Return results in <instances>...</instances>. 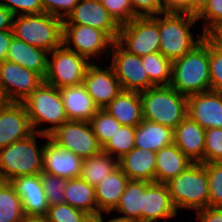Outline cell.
Returning <instances> with one entry per match:
<instances>
[{
  "mask_svg": "<svg viewBox=\"0 0 222 222\" xmlns=\"http://www.w3.org/2000/svg\"><path fill=\"white\" fill-rule=\"evenodd\" d=\"M46 218L48 222H87L91 217L67 203H61L49 206Z\"/></svg>",
  "mask_w": 222,
  "mask_h": 222,
  "instance_id": "obj_37",
  "label": "cell"
},
{
  "mask_svg": "<svg viewBox=\"0 0 222 222\" xmlns=\"http://www.w3.org/2000/svg\"><path fill=\"white\" fill-rule=\"evenodd\" d=\"M187 115L204 129L222 128V92L189 95Z\"/></svg>",
  "mask_w": 222,
  "mask_h": 222,
  "instance_id": "obj_17",
  "label": "cell"
},
{
  "mask_svg": "<svg viewBox=\"0 0 222 222\" xmlns=\"http://www.w3.org/2000/svg\"><path fill=\"white\" fill-rule=\"evenodd\" d=\"M211 90L222 92V50L209 39Z\"/></svg>",
  "mask_w": 222,
  "mask_h": 222,
  "instance_id": "obj_41",
  "label": "cell"
},
{
  "mask_svg": "<svg viewBox=\"0 0 222 222\" xmlns=\"http://www.w3.org/2000/svg\"><path fill=\"white\" fill-rule=\"evenodd\" d=\"M44 78L15 62H0V88L7 102H23Z\"/></svg>",
  "mask_w": 222,
  "mask_h": 222,
  "instance_id": "obj_13",
  "label": "cell"
},
{
  "mask_svg": "<svg viewBox=\"0 0 222 222\" xmlns=\"http://www.w3.org/2000/svg\"><path fill=\"white\" fill-rule=\"evenodd\" d=\"M176 214L166 183L152 182L142 194L141 222H156L176 217Z\"/></svg>",
  "mask_w": 222,
  "mask_h": 222,
  "instance_id": "obj_20",
  "label": "cell"
},
{
  "mask_svg": "<svg viewBox=\"0 0 222 222\" xmlns=\"http://www.w3.org/2000/svg\"><path fill=\"white\" fill-rule=\"evenodd\" d=\"M169 85L185 96L211 90L207 36L183 57L172 61Z\"/></svg>",
  "mask_w": 222,
  "mask_h": 222,
  "instance_id": "obj_1",
  "label": "cell"
},
{
  "mask_svg": "<svg viewBox=\"0 0 222 222\" xmlns=\"http://www.w3.org/2000/svg\"><path fill=\"white\" fill-rule=\"evenodd\" d=\"M63 24L90 26L104 31L117 41L120 25L114 20L100 0H80Z\"/></svg>",
  "mask_w": 222,
  "mask_h": 222,
  "instance_id": "obj_14",
  "label": "cell"
},
{
  "mask_svg": "<svg viewBox=\"0 0 222 222\" xmlns=\"http://www.w3.org/2000/svg\"><path fill=\"white\" fill-rule=\"evenodd\" d=\"M13 38L12 29L0 31V62L6 60L7 51Z\"/></svg>",
  "mask_w": 222,
  "mask_h": 222,
  "instance_id": "obj_48",
  "label": "cell"
},
{
  "mask_svg": "<svg viewBox=\"0 0 222 222\" xmlns=\"http://www.w3.org/2000/svg\"><path fill=\"white\" fill-rule=\"evenodd\" d=\"M49 138L82 159L102 151V146L87 121L68 120L52 132Z\"/></svg>",
  "mask_w": 222,
  "mask_h": 222,
  "instance_id": "obj_10",
  "label": "cell"
},
{
  "mask_svg": "<svg viewBox=\"0 0 222 222\" xmlns=\"http://www.w3.org/2000/svg\"><path fill=\"white\" fill-rule=\"evenodd\" d=\"M79 1L80 0H40L43 12L62 20L68 17Z\"/></svg>",
  "mask_w": 222,
  "mask_h": 222,
  "instance_id": "obj_44",
  "label": "cell"
},
{
  "mask_svg": "<svg viewBox=\"0 0 222 222\" xmlns=\"http://www.w3.org/2000/svg\"><path fill=\"white\" fill-rule=\"evenodd\" d=\"M33 131L50 135L68 121L59 88L42 82L24 101ZM53 124L36 130L42 123Z\"/></svg>",
  "mask_w": 222,
  "mask_h": 222,
  "instance_id": "obj_7",
  "label": "cell"
},
{
  "mask_svg": "<svg viewBox=\"0 0 222 222\" xmlns=\"http://www.w3.org/2000/svg\"><path fill=\"white\" fill-rule=\"evenodd\" d=\"M143 67L154 86H168L171 82L172 61L160 52L142 56Z\"/></svg>",
  "mask_w": 222,
  "mask_h": 222,
  "instance_id": "obj_33",
  "label": "cell"
},
{
  "mask_svg": "<svg viewBox=\"0 0 222 222\" xmlns=\"http://www.w3.org/2000/svg\"><path fill=\"white\" fill-rule=\"evenodd\" d=\"M13 17L12 12L0 4V31L12 29Z\"/></svg>",
  "mask_w": 222,
  "mask_h": 222,
  "instance_id": "obj_49",
  "label": "cell"
},
{
  "mask_svg": "<svg viewBox=\"0 0 222 222\" xmlns=\"http://www.w3.org/2000/svg\"><path fill=\"white\" fill-rule=\"evenodd\" d=\"M59 91L68 120L89 122L99 110L83 84L62 87Z\"/></svg>",
  "mask_w": 222,
  "mask_h": 222,
  "instance_id": "obj_23",
  "label": "cell"
},
{
  "mask_svg": "<svg viewBox=\"0 0 222 222\" xmlns=\"http://www.w3.org/2000/svg\"><path fill=\"white\" fill-rule=\"evenodd\" d=\"M163 13H188L191 15V0H161Z\"/></svg>",
  "mask_w": 222,
  "mask_h": 222,
  "instance_id": "obj_46",
  "label": "cell"
},
{
  "mask_svg": "<svg viewBox=\"0 0 222 222\" xmlns=\"http://www.w3.org/2000/svg\"><path fill=\"white\" fill-rule=\"evenodd\" d=\"M209 2L210 0H191V15L197 17Z\"/></svg>",
  "mask_w": 222,
  "mask_h": 222,
  "instance_id": "obj_51",
  "label": "cell"
},
{
  "mask_svg": "<svg viewBox=\"0 0 222 222\" xmlns=\"http://www.w3.org/2000/svg\"><path fill=\"white\" fill-rule=\"evenodd\" d=\"M113 42L100 29L78 24H63L62 44L89 60L92 56L98 57V55L104 54L103 52H106L107 56H111L109 49ZM71 44L74 48L70 46Z\"/></svg>",
  "mask_w": 222,
  "mask_h": 222,
  "instance_id": "obj_12",
  "label": "cell"
},
{
  "mask_svg": "<svg viewBox=\"0 0 222 222\" xmlns=\"http://www.w3.org/2000/svg\"><path fill=\"white\" fill-rule=\"evenodd\" d=\"M135 131L136 127L121 125L102 147V151L112 157L117 154L116 158L120 159L135 147Z\"/></svg>",
  "mask_w": 222,
  "mask_h": 222,
  "instance_id": "obj_34",
  "label": "cell"
},
{
  "mask_svg": "<svg viewBox=\"0 0 222 222\" xmlns=\"http://www.w3.org/2000/svg\"><path fill=\"white\" fill-rule=\"evenodd\" d=\"M118 166L130 180L155 182L156 152L134 147L118 159Z\"/></svg>",
  "mask_w": 222,
  "mask_h": 222,
  "instance_id": "obj_22",
  "label": "cell"
},
{
  "mask_svg": "<svg viewBox=\"0 0 222 222\" xmlns=\"http://www.w3.org/2000/svg\"><path fill=\"white\" fill-rule=\"evenodd\" d=\"M104 109L121 125L136 127L143 120L139 92L122 90Z\"/></svg>",
  "mask_w": 222,
  "mask_h": 222,
  "instance_id": "obj_25",
  "label": "cell"
},
{
  "mask_svg": "<svg viewBox=\"0 0 222 222\" xmlns=\"http://www.w3.org/2000/svg\"><path fill=\"white\" fill-rule=\"evenodd\" d=\"M144 120L168 126L173 130L187 116L188 96L170 85L154 86L140 92Z\"/></svg>",
  "mask_w": 222,
  "mask_h": 222,
  "instance_id": "obj_3",
  "label": "cell"
},
{
  "mask_svg": "<svg viewBox=\"0 0 222 222\" xmlns=\"http://www.w3.org/2000/svg\"><path fill=\"white\" fill-rule=\"evenodd\" d=\"M12 31L15 38L50 53L62 45L63 20L45 12L17 15L13 17Z\"/></svg>",
  "mask_w": 222,
  "mask_h": 222,
  "instance_id": "obj_6",
  "label": "cell"
},
{
  "mask_svg": "<svg viewBox=\"0 0 222 222\" xmlns=\"http://www.w3.org/2000/svg\"><path fill=\"white\" fill-rule=\"evenodd\" d=\"M83 159L57 145L50 138L44 143L43 172L64 179L79 178Z\"/></svg>",
  "mask_w": 222,
  "mask_h": 222,
  "instance_id": "obj_18",
  "label": "cell"
},
{
  "mask_svg": "<svg viewBox=\"0 0 222 222\" xmlns=\"http://www.w3.org/2000/svg\"><path fill=\"white\" fill-rule=\"evenodd\" d=\"M111 48L110 66L116 74L122 90L140 93L154 87L142 66V57L129 53L117 41L113 42Z\"/></svg>",
  "mask_w": 222,
  "mask_h": 222,
  "instance_id": "obj_11",
  "label": "cell"
},
{
  "mask_svg": "<svg viewBox=\"0 0 222 222\" xmlns=\"http://www.w3.org/2000/svg\"><path fill=\"white\" fill-rule=\"evenodd\" d=\"M200 222H222V207H206L197 210Z\"/></svg>",
  "mask_w": 222,
  "mask_h": 222,
  "instance_id": "obj_47",
  "label": "cell"
},
{
  "mask_svg": "<svg viewBox=\"0 0 222 222\" xmlns=\"http://www.w3.org/2000/svg\"><path fill=\"white\" fill-rule=\"evenodd\" d=\"M64 195V203L84 211L90 217H95L100 214L96 204L95 187L82 178L67 180Z\"/></svg>",
  "mask_w": 222,
  "mask_h": 222,
  "instance_id": "obj_29",
  "label": "cell"
},
{
  "mask_svg": "<svg viewBox=\"0 0 222 222\" xmlns=\"http://www.w3.org/2000/svg\"><path fill=\"white\" fill-rule=\"evenodd\" d=\"M49 55L52 58L48 57L44 82L59 89L83 84L86 70L92 63L91 61L67 49L63 44L52 50Z\"/></svg>",
  "mask_w": 222,
  "mask_h": 222,
  "instance_id": "obj_8",
  "label": "cell"
},
{
  "mask_svg": "<svg viewBox=\"0 0 222 222\" xmlns=\"http://www.w3.org/2000/svg\"><path fill=\"white\" fill-rule=\"evenodd\" d=\"M22 201L9 181L0 180V222H21Z\"/></svg>",
  "mask_w": 222,
  "mask_h": 222,
  "instance_id": "obj_32",
  "label": "cell"
},
{
  "mask_svg": "<svg viewBox=\"0 0 222 222\" xmlns=\"http://www.w3.org/2000/svg\"><path fill=\"white\" fill-rule=\"evenodd\" d=\"M48 57V51L29 45L13 36L6 60L33 70L44 78L47 73Z\"/></svg>",
  "mask_w": 222,
  "mask_h": 222,
  "instance_id": "obj_24",
  "label": "cell"
},
{
  "mask_svg": "<svg viewBox=\"0 0 222 222\" xmlns=\"http://www.w3.org/2000/svg\"><path fill=\"white\" fill-rule=\"evenodd\" d=\"M166 185L176 210L197 211L209 206V180L203 163H192Z\"/></svg>",
  "mask_w": 222,
  "mask_h": 222,
  "instance_id": "obj_5",
  "label": "cell"
},
{
  "mask_svg": "<svg viewBox=\"0 0 222 222\" xmlns=\"http://www.w3.org/2000/svg\"><path fill=\"white\" fill-rule=\"evenodd\" d=\"M117 167L118 159L101 151L96 155L83 159L80 178L96 187L101 180H104Z\"/></svg>",
  "mask_w": 222,
  "mask_h": 222,
  "instance_id": "obj_31",
  "label": "cell"
},
{
  "mask_svg": "<svg viewBox=\"0 0 222 222\" xmlns=\"http://www.w3.org/2000/svg\"><path fill=\"white\" fill-rule=\"evenodd\" d=\"M87 222H97L95 217H91Z\"/></svg>",
  "mask_w": 222,
  "mask_h": 222,
  "instance_id": "obj_55",
  "label": "cell"
},
{
  "mask_svg": "<svg viewBox=\"0 0 222 222\" xmlns=\"http://www.w3.org/2000/svg\"><path fill=\"white\" fill-rule=\"evenodd\" d=\"M173 143L190 161L204 164L205 129L188 115L173 130Z\"/></svg>",
  "mask_w": 222,
  "mask_h": 222,
  "instance_id": "obj_21",
  "label": "cell"
},
{
  "mask_svg": "<svg viewBox=\"0 0 222 222\" xmlns=\"http://www.w3.org/2000/svg\"><path fill=\"white\" fill-rule=\"evenodd\" d=\"M222 162V128L205 129L204 163Z\"/></svg>",
  "mask_w": 222,
  "mask_h": 222,
  "instance_id": "obj_39",
  "label": "cell"
},
{
  "mask_svg": "<svg viewBox=\"0 0 222 222\" xmlns=\"http://www.w3.org/2000/svg\"><path fill=\"white\" fill-rule=\"evenodd\" d=\"M93 133L103 147L106 142L121 127V124L105 109H99L89 121Z\"/></svg>",
  "mask_w": 222,
  "mask_h": 222,
  "instance_id": "obj_35",
  "label": "cell"
},
{
  "mask_svg": "<svg viewBox=\"0 0 222 222\" xmlns=\"http://www.w3.org/2000/svg\"><path fill=\"white\" fill-rule=\"evenodd\" d=\"M199 19L204 20L202 33L205 36L222 24V0H210L205 9L197 16V20Z\"/></svg>",
  "mask_w": 222,
  "mask_h": 222,
  "instance_id": "obj_42",
  "label": "cell"
},
{
  "mask_svg": "<svg viewBox=\"0 0 222 222\" xmlns=\"http://www.w3.org/2000/svg\"><path fill=\"white\" fill-rule=\"evenodd\" d=\"M93 63L86 70L83 85L95 105L99 109H104L122 89L111 66L101 69Z\"/></svg>",
  "mask_w": 222,
  "mask_h": 222,
  "instance_id": "obj_16",
  "label": "cell"
},
{
  "mask_svg": "<svg viewBox=\"0 0 222 222\" xmlns=\"http://www.w3.org/2000/svg\"><path fill=\"white\" fill-rule=\"evenodd\" d=\"M218 48L222 50V24L215 27L206 35Z\"/></svg>",
  "mask_w": 222,
  "mask_h": 222,
  "instance_id": "obj_50",
  "label": "cell"
},
{
  "mask_svg": "<svg viewBox=\"0 0 222 222\" xmlns=\"http://www.w3.org/2000/svg\"><path fill=\"white\" fill-rule=\"evenodd\" d=\"M171 144H173L172 128L144 119L136 126V148L158 152Z\"/></svg>",
  "mask_w": 222,
  "mask_h": 222,
  "instance_id": "obj_28",
  "label": "cell"
},
{
  "mask_svg": "<svg viewBox=\"0 0 222 222\" xmlns=\"http://www.w3.org/2000/svg\"><path fill=\"white\" fill-rule=\"evenodd\" d=\"M0 4L7 7L14 16L43 13L40 0H1Z\"/></svg>",
  "mask_w": 222,
  "mask_h": 222,
  "instance_id": "obj_43",
  "label": "cell"
},
{
  "mask_svg": "<svg viewBox=\"0 0 222 222\" xmlns=\"http://www.w3.org/2000/svg\"><path fill=\"white\" fill-rule=\"evenodd\" d=\"M197 17L188 13H162L158 14L159 52L167 59L174 61L183 57L205 37L202 33L195 39L190 32Z\"/></svg>",
  "mask_w": 222,
  "mask_h": 222,
  "instance_id": "obj_4",
  "label": "cell"
},
{
  "mask_svg": "<svg viewBox=\"0 0 222 222\" xmlns=\"http://www.w3.org/2000/svg\"><path fill=\"white\" fill-rule=\"evenodd\" d=\"M36 135L49 138L48 135L33 132L30 136L13 142L0 149V180L10 181L20 176L37 175L43 172V151L37 145Z\"/></svg>",
  "mask_w": 222,
  "mask_h": 222,
  "instance_id": "obj_2",
  "label": "cell"
},
{
  "mask_svg": "<svg viewBox=\"0 0 222 222\" xmlns=\"http://www.w3.org/2000/svg\"><path fill=\"white\" fill-rule=\"evenodd\" d=\"M134 12L139 17L155 16L163 13L161 0H130Z\"/></svg>",
  "mask_w": 222,
  "mask_h": 222,
  "instance_id": "obj_45",
  "label": "cell"
},
{
  "mask_svg": "<svg viewBox=\"0 0 222 222\" xmlns=\"http://www.w3.org/2000/svg\"><path fill=\"white\" fill-rule=\"evenodd\" d=\"M150 184L147 181L129 180L114 210L122 213L123 218L141 222L142 194Z\"/></svg>",
  "mask_w": 222,
  "mask_h": 222,
  "instance_id": "obj_30",
  "label": "cell"
},
{
  "mask_svg": "<svg viewBox=\"0 0 222 222\" xmlns=\"http://www.w3.org/2000/svg\"><path fill=\"white\" fill-rule=\"evenodd\" d=\"M68 179L60 178L46 172L41 173V182L44 188L48 205H58L64 203V190Z\"/></svg>",
  "mask_w": 222,
  "mask_h": 222,
  "instance_id": "obj_38",
  "label": "cell"
},
{
  "mask_svg": "<svg viewBox=\"0 0 222 222\" xmlns=\"http://www.w3.org/2000/svg\"><path fill=\"white\" fill-rule=\"evenodd\" d=\"M209 180V206L222 207V162L204 163Z\"/></svg>",
  "mask_w": 222,
  "mask_h": 222,
  "instance_id": "obj_36",
  "label": "cell"
},
{
  "mask_svg": "<svg viewBox=\"0 0 222 222\" xmlns=\"http://www.w3.org/2000/svg\"><path fill=\"white\" fill-rule=\"evenodd\" d=\"M100 1L119 25L131 22L134 18L139 17L134 12L130 0H100Z\"/></svg>",
  "mask_w": 222,
  "mask_h": 222,
  "instance_id": "obj_40",
  "label": "cell"
},
{
  "mask_svg": "<svg viewBox=\"0 0 222 222\" xmlns=\"http://www.w3.org/2000/svg\"><path fill=\"white\" fill-rule=\"evenodd\" d=\"M21 222H48L46 216L24 215Z\"/></svg>",
  "mask_w": 222,
  "mask_h": 222,
  "instance_id": "obj_52",
  "label": "cell"
},
{
  "mask_svg": "<svg viewBox=\"0 0 222 222\" xmlns=\"http://www.w3.org/2000/svg\"><path fill=\"white\" fill-rule=\"evenodd\" d=\"M95 218H96L97 222H104L101 213L99 215L95 216ZM107 222H133V221L128 220L123 217H115V218L110 219L109 221L107 220Z\"/></svg>",
  "mask_w": 222,
  "mask_h": 222,
  "instance_id": "obj_53",
  "label": "cell"
},
{
  "mask_svg": "<svg viewBox=\"0 0 222 222\" xmlns=\"http://www.w3.org/2000/svg\"><path fill=\"white\" fill-rule=\"evenodd\" d=\"M6 102H7V100L5 99V97L1 91V88H0V107H2Z\"/></svg>",
  "mask_w": 222,
  "mask_h": 222,
  "instance_id": "obj_54",
  "label": "cell"
},
{
  "mask_svg": "<svg viewBox=\"0 0 222 222\" xmlns=\"http://www.w3.org/2000/svg\"><path fill=\"white\" fill-rule=\"evenodd\" d=\"M22 201L24 214L46 216L49 205L41 174L20 176L9 181Z\"/></svg>",
  "mask_w": 222,
  "mask_h": 222,
  "instance_id": "obj_19",
  "label": "cell"
},
{
  "mask_svg": "<svg viewBox=\"0 0 222 222\" xmlns=\"http://www.w3.org/2000/svg\"><path fill=\"white\" fill-rule=\"evenodd\" d=\"M129 180L119 166L101 180L95 187L96 204L100 213L103 211L110 214L114 211Z\"/></svg>",
  "mask_w": 222,
  "mask_h": 222,
  "instance_id": "obj_26",
  "label": "cell"
},
{
  "mask_svg": "<svg viewBox=\"0 0 222 222\" xmlns=\"http://www.w3.org/2000/svg\"><path fill=\"white\" fill-rule=\"evenodd\" d=\"M23 102H6L0 107V149L33 133Z\"/></svg>",
  "mask_w": 222,
  "mask_h": 222,
  "instance_id": "obj_15",
  "label": "cell"
},
{
  "mask_svg": "<svg viewBox=\"0 0 222 222\" xmlns=\"http://www.w3.org/2000/svg\"><path fill=\"white\" fill-rule=\"evenodd\" d=\"M159 36L158 15L137 17L120 25L117 42L129 53L142 57L159 52Z\"/></svg>",
  "mask_w": 222,
  "mask_h": 222,
  "instance_id": "obj_9",
  "label": "cell"
},
{
  "mask_svg": "<svg viewBox=\"0 0 222 222\" xmlns=\"http://www.w3.org/2000/svg\"><path fill=\"white\" fill-rule=\"evenodd\" d=\"M192 163L174 143L161 148L156 152L155 182H168Z\"/></svg>",
  "mask_w": 222,
  "mask_h": 222,
  "instance_id": "obj_27",
  "label": "cell"
}]
</instances>
